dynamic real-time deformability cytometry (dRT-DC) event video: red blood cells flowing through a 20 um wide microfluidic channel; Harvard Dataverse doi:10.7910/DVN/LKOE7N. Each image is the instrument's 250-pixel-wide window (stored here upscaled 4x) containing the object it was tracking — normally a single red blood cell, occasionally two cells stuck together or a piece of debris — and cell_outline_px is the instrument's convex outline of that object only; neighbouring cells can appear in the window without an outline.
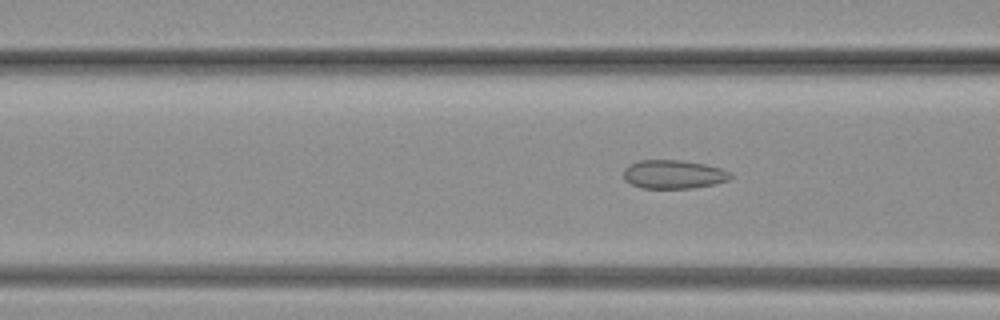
{"species": "common noctule bat (a hibernating species)", "species_latin": "Nyctalus noctula", "temperature_condition": "warm", "stored_images_in_passage": 81, "camera_frame_rate_fps": 3000, "um_per_image_px": 0.085, "animal": {"sex": "female", "body_mass_g": 19.3, "forearm_length_mm": 54.1}, "frame": {"image": 1, "passage_image": 31, "time_ms": 10.0, "image_size_px": [1000, 320], "cell_outline_px": [[732, 176], [728, 180], [712, 184], [692, 188], [640, 188], [624, 180], [624, 168], [628, 164], [640, 160], [680, 160], [704, 164], [720, 168], [728, 172]], "centroid_in_image_um": [57.19, 14.81], "position_along_channel_um": 109.4, "area_um2": 17.74}}
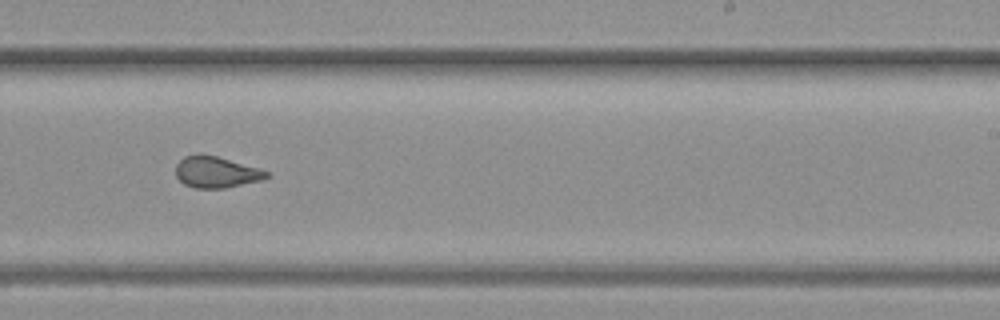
{"frame": {"image": 2, "passage_image": 50, "time_ms": 16.333, "image_size_px": [1000, 320], "cell_outline_px": [[272, 176], [264, 180], [224, 188], [196, 188], [184, 184], [176, 176], [176, 164], [184, 156], [196, 152], [200, 152], [216, 156], [260, 168], [268, 172]], "centroid_in_image_um": [18.39, 14.61], "position_along_channel_um": 270.6, "area_um2": 16.88}}
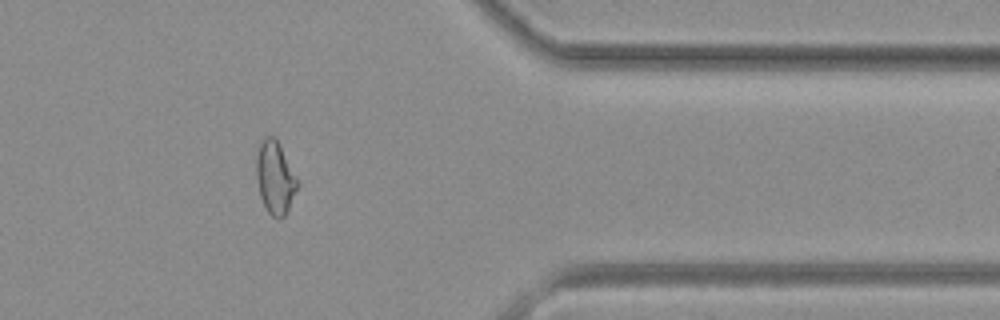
{"frame": {"image": 3, "passage_image": 66, "time_ms": 21.667, "image_size_px": [1000, 320], "cell_outline_px": [[300, 184], [284, 216], [280, 220], [276, 220], [268, 212], [260, 196], [256, 180], [256, 156], [260, 144], [268, 136], [276, 136], [300, 180]], "centroid_in_image_um": [23.41, 15.09], "position_along_channel_um": 388.0, "area_um2": 17.8}}